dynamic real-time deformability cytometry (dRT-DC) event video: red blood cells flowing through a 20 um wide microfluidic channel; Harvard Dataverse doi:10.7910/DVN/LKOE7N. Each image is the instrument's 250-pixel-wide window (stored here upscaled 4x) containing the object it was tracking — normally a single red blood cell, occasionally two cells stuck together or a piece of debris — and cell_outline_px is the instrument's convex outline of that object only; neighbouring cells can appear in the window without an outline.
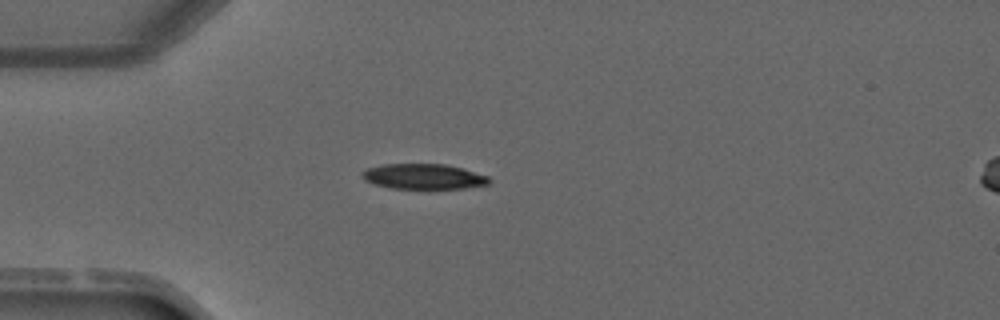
{"species": "common noctule bat (a hibernating species)", "species_latin": "Nyctalus noctula", "temperature_condition": "warm", "stored_images_in_passage": 3, "segment_of_instrument_passage": [1, 2], "camera_frame_rate_fps": 3000, "um_per_image_px": 0.085, "animal": {"sex": "male", "forearm_length_mm": 52.5}, "frame": {"image": 1, "passage_image": 2, "time_ms": 1.0, "image_size_px": [1000, 320], "cell_outline_px": [[492, 180], [488, 184], [464, 188], [428, 192], [388, 188], [364, 180], [360, 172], [368, 168], [384, 164], [444, 164], [464, 168], [488, 176]], "centroid_in_image_um": [36.03, 15.06], "position_along_channel_um": 49.0, "area_um2": 19.77}}